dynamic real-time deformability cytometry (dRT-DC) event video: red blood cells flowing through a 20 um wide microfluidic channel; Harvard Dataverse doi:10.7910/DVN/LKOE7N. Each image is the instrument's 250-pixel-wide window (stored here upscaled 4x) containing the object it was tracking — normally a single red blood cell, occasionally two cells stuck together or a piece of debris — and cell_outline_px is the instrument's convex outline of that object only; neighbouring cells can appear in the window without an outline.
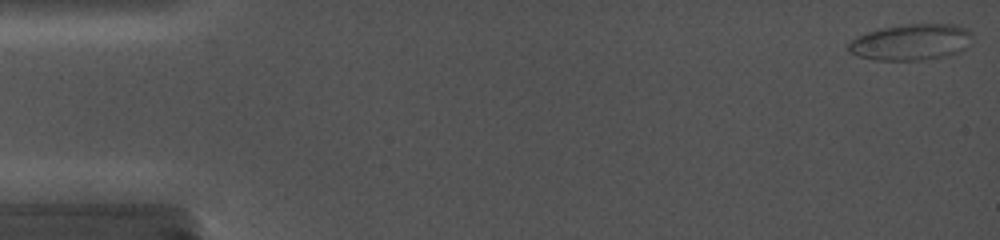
{"species": "common noctule bat (a hibernating species)", "species_latin": "Nyctalus noctula", "temperature_condition": "cold", "stored_images_in_passage": 48, "camera_frame_rate_fps": 5000, "um_per_image_px": 0.085, "animal": {"sex": "female", "body_mass_g": 19.0, "forearm_length_mm": 56.7}, "frame": {"image": 1, "passage_image": 1, "time_ms": 0.0, "image_size_px": [1000, 240], "cell_outline_px": [[972, 44], [948, 56], [920, 60], [876, 60], [856, 56], [848, 52], [848, 44], [856, 36], [868, 32], [884, 28], [904, 24], [956, 24], [968, 28], [972, 32]], "centroid_in_image_um": [77.47, 3.58], "position_along_channel_um": 7.5, "area_um2": 26.36}}
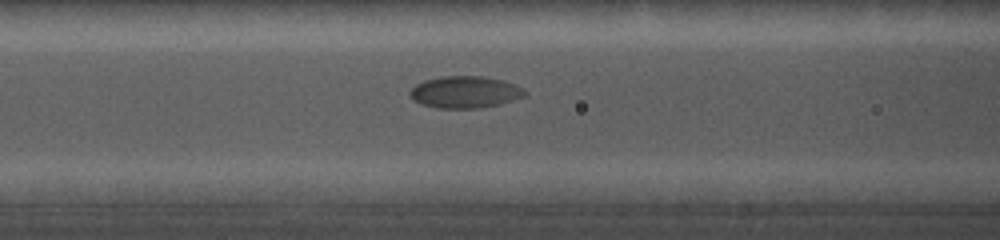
{"frame": {"image": 2, "passage_image": 21, "time_ms": 7.8, "image_size_px": [1000, 240], "cell_outline_px": [[528, 92], [524, 96], [500, 104], [480, 108], [440, 108], [420, 104], [412, 100], [408, 92], [416, 84], [424, 80], [440, 76], [484, 76], [504, 80], [524, 88]], "centroid_in_image_um": [39.52, 7.82], "position_along_channel_um": 127.1, "area_um2": 21.56}}
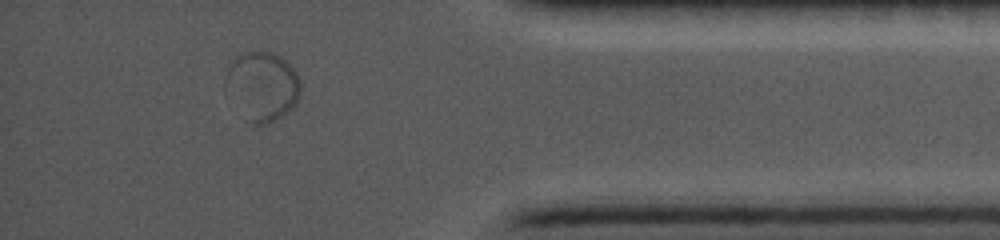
{"frame": {"image": 3, "passage_image": 44, "time_ms": 16.6, "image_size_px": [1000, 240], "cell_outline_px": [[300, 96], [296, 104], [288, 112], [264, 124], [252, 124], [248, 120], [224, 88], [224, 80], [228, 68], [232, 60], [240, 52], [272, 52], [280, 56], [296, 72], [300, 84]], "centroid_in_image_um": [22.28, 7.29], "position_along_channel_um": 412.9, "area_um2": 29.88}}